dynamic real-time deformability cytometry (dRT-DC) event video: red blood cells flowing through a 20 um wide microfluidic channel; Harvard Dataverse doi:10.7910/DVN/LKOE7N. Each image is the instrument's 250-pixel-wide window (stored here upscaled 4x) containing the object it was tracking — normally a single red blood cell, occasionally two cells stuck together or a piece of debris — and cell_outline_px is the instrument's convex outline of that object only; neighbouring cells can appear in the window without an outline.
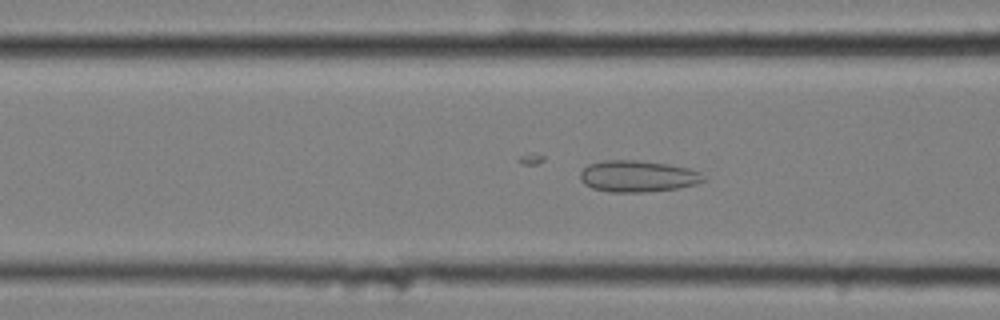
{"species": "common noctule bat (a hibernating species)", "species_latin": "Nyctalus noctula", "temperature_condition": "cold", "stored_images_in_passage": 59, "camera_frame_rate_fps": 3000, "um_per_image_px": 0.085, "animal": {"sex": "female", "body_mass_g": 25.1}, "frame": {"image": 1, "passage_image": 24, "time_ms": 7.667, "image_size_px": [1000, 320], "cell_outline_px": [[708, 180], [696, 184], [676, 188], [644, 192], [608, 192], [592, 188], [584, 184], [580, 180], [580, 172], [588, 164], [604, 160], [636, 160], [668, 164], [692, 168], [700, 172]], "centroid_in_image_um": [54.22, 14.98], "position_along_channel_um": 112.4, "area_um2": 22.83}}
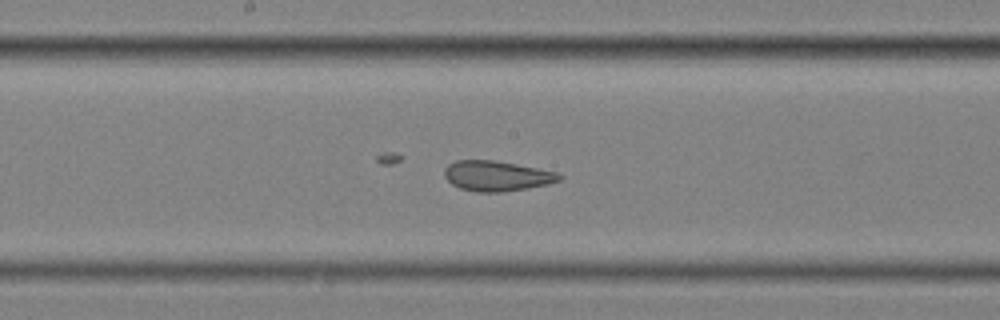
{"frame": {"image": 2, "passage_image": 32, "time_ms": 10.333, "image_size_px": [1000, 320], "cell_outline_px": [[564, 176], [560, 180], [548, 184], [528, 188], [500, 192], [476, 192], [460, 188], [452, 184], [444, 176], [444, 168], [448, 164], [456, 160], [496, 160], [556, 172]], "centroid_in_image_um": [42.21, 14.95], "position_along_channel_um": 206.0, "area_um2": 20.23}}
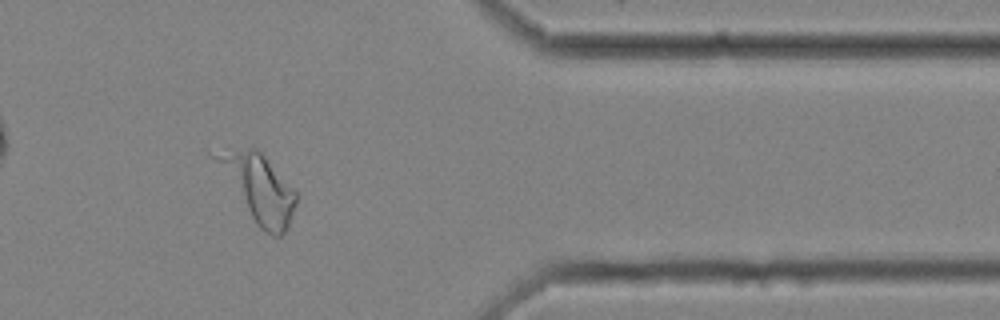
{"frame": {"image": 3, "passage_image": 49, "time_ms": 16.0, "image_size_px": [1000, 320], "cell_outline_px": [[296, 204], [288, 228], [280, 236], [272, 236], [260, 228], [256, 224], [208, 156], [248, 148], [256, 148], [296, 188]], "centroid_in_image_um": [22.0, 16.0], "position_along_channel_um": 389.4, "area_um2": 31.04}, "authors_computed_cell_mechanics": {"area_um2": 26.877, "velocity_mm_per_s": 3.5125, "shape_relaxation_time_tau1_ms": null, "shape_relaxation_time_tau2_ms": 1.8561, "deformation_change_tau1": null, "deformation_change_tau2": 0.0548}}